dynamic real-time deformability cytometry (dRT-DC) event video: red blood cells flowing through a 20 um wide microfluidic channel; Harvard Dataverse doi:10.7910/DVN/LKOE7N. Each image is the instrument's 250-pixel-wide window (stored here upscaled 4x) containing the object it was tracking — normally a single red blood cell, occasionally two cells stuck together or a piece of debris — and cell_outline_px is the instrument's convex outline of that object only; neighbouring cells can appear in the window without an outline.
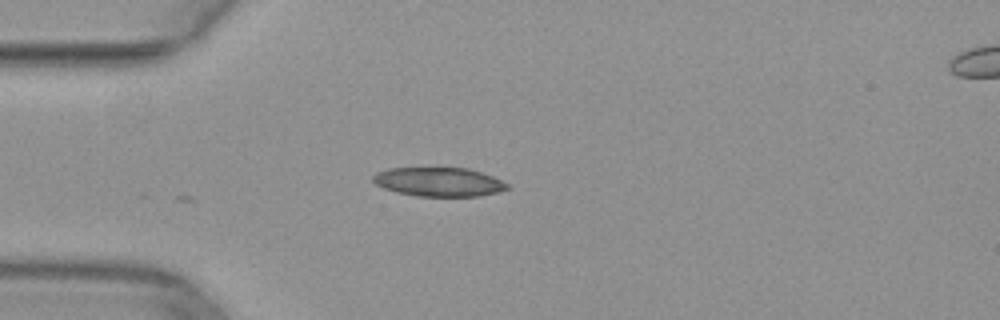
{"species": "common noctule bat (a hibernating species)", "species_latin": "Nyctalus noctula", "temperature_condition": "warm", "stored_images_in_passage": 3, "camera_frame_rate_fps": 3000, "um_per_image_px": 0.085, "animal": {"sex": "female", "body_mass_g": 29.2, "forearm_length_mm": 56.3}, "frame": {"image": 1, "passage_image": 1, "time_ms": 0.0, "image_size_px": [1000, 320], "cell_outline_px": [[508, 188], [500, 192], [480, 196], [416, 196], [396, 192], [384, 188], [376, 184], [372, 180], [372, 176], [376, 172], [388, 168], [468, 168], [492, 176], [508, 184]], "centroid_in_image_um": [37.28, 15.46], "position_along_channel_um": 47.7, "area_um2": 22.66}}